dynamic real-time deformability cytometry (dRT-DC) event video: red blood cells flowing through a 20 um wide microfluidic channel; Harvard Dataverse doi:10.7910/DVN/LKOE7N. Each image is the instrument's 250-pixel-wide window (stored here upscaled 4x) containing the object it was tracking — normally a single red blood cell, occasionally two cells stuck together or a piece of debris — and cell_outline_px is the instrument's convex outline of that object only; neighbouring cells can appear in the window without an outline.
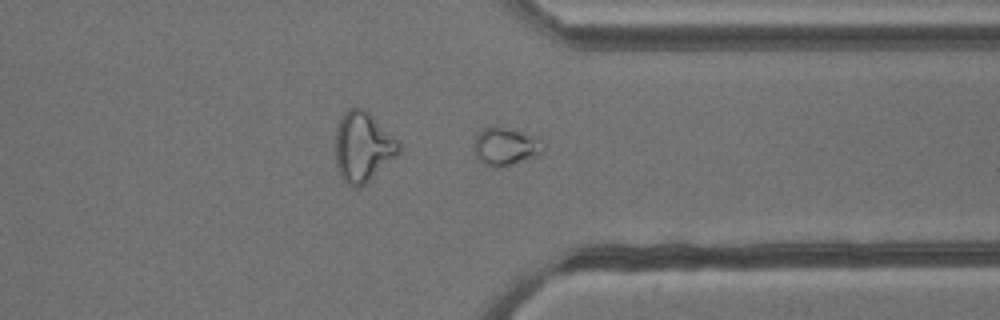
{"species": "common noctule bat (a hibernating species)", "species_latin": "Nyctalus noctula", "temperature_condition": "cold", "stored_images_in_passage": 37, "camera_frame_rate_fps": 3000, "um_per_image_px": 0.085, "animal": {"sex": "male", "body_mass_g": 13.3}, "frame": {"image": 1, "passage_image": 24, "time_ms": 7.667, "image_size_px": [1000, 320], "cell_outline_px": [[544, 148], [540, 156], [500, 168], [488, 168], [476, 156], [472, 148], [472, 144], [476, 136], [484, 128], [504, 128], [536, 136]], "centroid_in_image_um": [42.95, 12.51], "position_along_channel_um": 368.5, "area_um2": 15.32}}
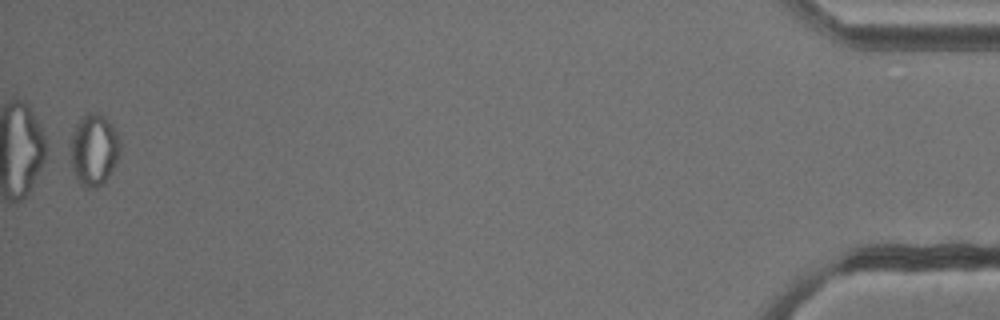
{"frame": {"image": 2, "passage_image": 36, "time_ms": 11.667, "image_size_px": [1000, 320], "cell_outline_px": [[120, 152], [116, 164], [108, 176], [96, 188], [88, 188], [80, 184], [72, 168], [72, 132], [76, 124], [84, 112], [96, 112], [104, 116], [112, 124], [120, 136]], "centroid_in_image_um": [8.01, 12.68], "position_along_channel_um": 427.2, "area_um2": 20.69}}